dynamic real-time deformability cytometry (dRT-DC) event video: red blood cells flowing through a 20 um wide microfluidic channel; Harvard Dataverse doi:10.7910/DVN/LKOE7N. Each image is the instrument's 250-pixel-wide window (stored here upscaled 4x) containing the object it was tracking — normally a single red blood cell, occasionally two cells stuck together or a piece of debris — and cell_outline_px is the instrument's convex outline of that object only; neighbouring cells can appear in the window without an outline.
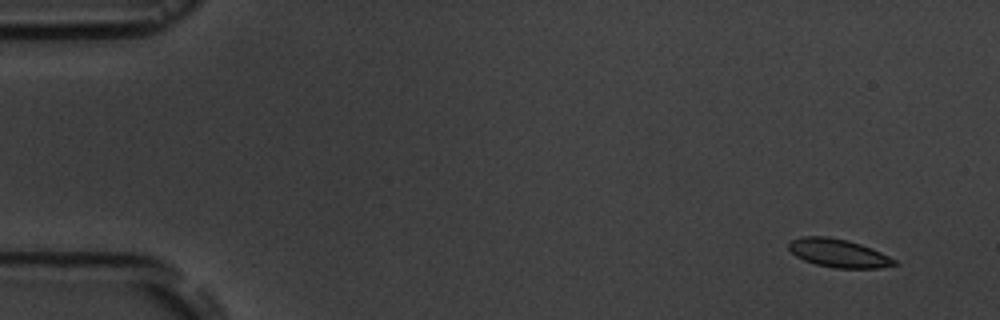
{"species": "common noctule bat (a hibernating species)", "species_latin": "Nyctalus noctula", "temperature_condition": "room temperature", "stored_images_in_passage": 5, "camera_frame_rate_fps": 3000, "um_per_image_px": 0.085, "animal": {"sex": "male", "body_mass_g": 19.5, "forearm_length_mm": 54.6}, "frame": {"image": 1, "passage_image": 1, "time_ms": 0.0, "image_size_px": [1000, 320], "cell_outline_px": [[900, 264], [880, 268], [836, 268], [816, 264], [804, 260], [796, 256], [788, 248], [788, 244], [792, 240], [800, 236], [828, 236], [848, 240], [872, 248], [896, 260]], "centroid_in_image_um": [71.28, 21.51], "position_along_channel_um": 13.7, "area_um2": 17.46}}
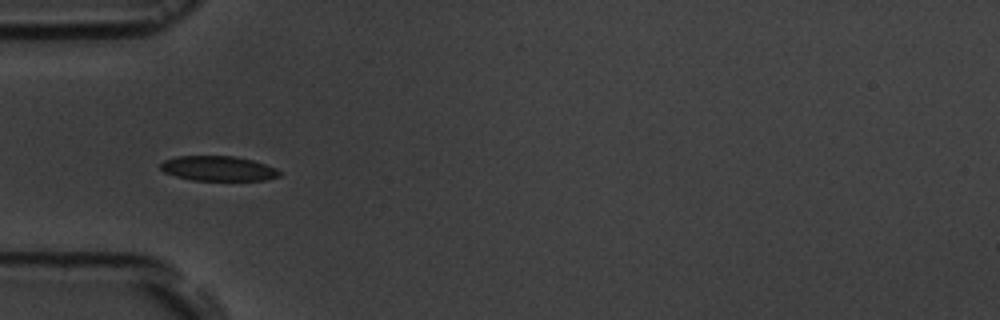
{"frame": {"image": 2, "passage_image": 5, "time_ms": 4.667, "image_size_px": [1000, 320], "cell_outline_px": [[280, 176], [264, 180], [192, 180], [176, 176], [164, 172], [160, 168], [160, 164], [164, 160], [176, 156], [236, 156], [252, 160], [276, 168], [280, 172]], "centroid_in_image_um": [18.53, 14.31], "position_along_channel_um": 66.5, "area_um2": 17.17}}